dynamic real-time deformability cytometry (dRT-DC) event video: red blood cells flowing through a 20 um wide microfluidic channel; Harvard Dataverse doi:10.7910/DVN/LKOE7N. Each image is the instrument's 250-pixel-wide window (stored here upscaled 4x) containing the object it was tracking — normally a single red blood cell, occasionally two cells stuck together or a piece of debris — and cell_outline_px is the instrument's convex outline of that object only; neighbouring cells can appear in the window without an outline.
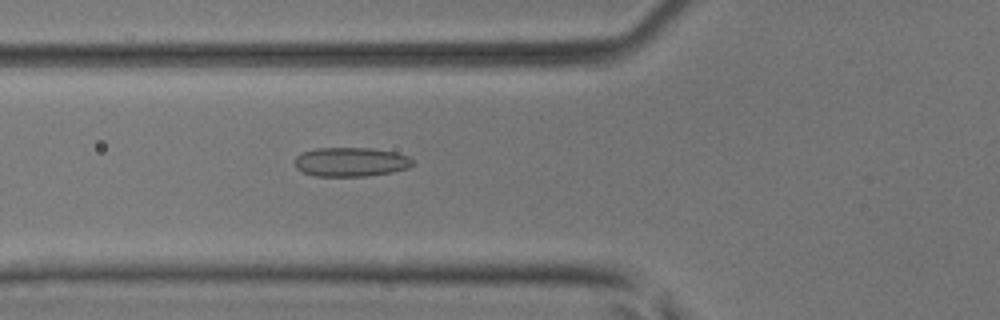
{"species": "common noctule bat (a hibernating species)", "species_latin": "Nyctalus noctula", "temperature_condition": "room temperature", "stored_images_in_passage": 5, "camera_frame_rate_fps": 3000, "um_per_image_px": 0.085, "animal": {"sex": "male", "body_mass_g": 17.9, "forearm_length_mm": 54.2}, "frame": {"image": 1, "passage_image": 5, "time_ms": 1.333, "image_size_px": [1000, 320], "cell_outline_px": [[416, 164], [408, 168], [392, 172], [368, 176], [316, 176], [304, 172], [296, 168], [292, 160], [300, 152], [316, 148], [372, 148], [396, 152], [408, 156], [416, 160]], "centroid_in_image_um": [29.84, 13.76], "position_along_channel_um": 96.0, "area_um2": 20.46}}